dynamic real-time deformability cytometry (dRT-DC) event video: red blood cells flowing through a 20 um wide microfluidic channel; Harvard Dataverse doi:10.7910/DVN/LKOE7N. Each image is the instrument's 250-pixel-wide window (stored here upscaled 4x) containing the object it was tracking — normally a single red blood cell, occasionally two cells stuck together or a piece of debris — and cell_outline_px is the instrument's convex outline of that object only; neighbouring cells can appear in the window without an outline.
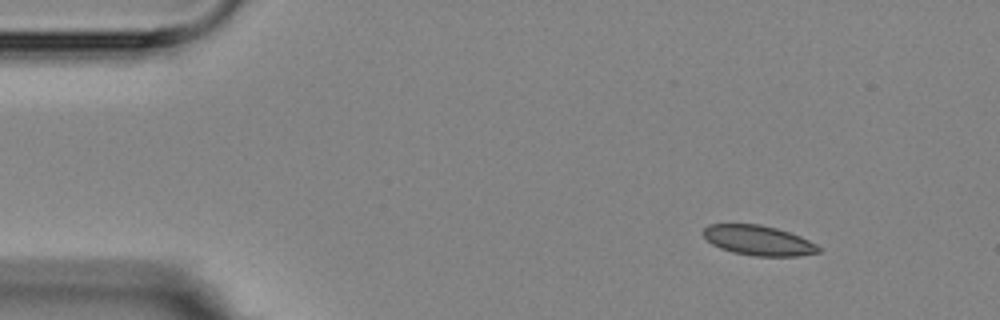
{"species": "Egyptian fruit bat (a non-hibernating species)", "species_latin": "Rousettus aegyptiacus", "temperature_condition": "room temperature", "stored_images_in_passage": 15, "camera_frame_rate_fps": 3000, "um_per_image_px": 0.085, "animal": {"sex": "female"}, "frame": {"image": 1, "passage_image": 2, "time_ms": 1.0, "image_size_px": [1000, 320], "cell_outline_px": [[820, 252], [800, 256], [756, 256], [732, 252], [720, 248], [712, 244], [704, 236], [704, 228], [708, 224], [760, 224], [776, 228], [800, 236], [816, 244], [820, 248]], "centroid_in_image_um": [64.47, 20.44], "position_along_channel_um": 20.5, "area_um2": 20.0}}
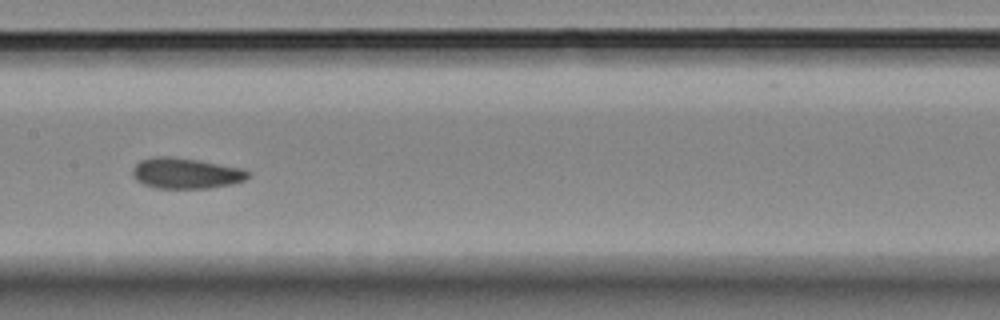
{"frame": {"image": 2, "passage_image": 8, "time_ms": 8.0, "image_size_px": [1000, 320], "cell_outline_px": [[248, 176], [244, 180], [232, 184], [208, 188], [156, 188], [144, 184], [136, 180], [132, 172], [132, 168], [140, 160], [152, 156], [168, 156], [196, 160], [244, 168], [248, 172]], "centroid_in_image_um": [15.77, 14.72], "position_along_channel_um": 191.6, "area_um2": 20.58}}
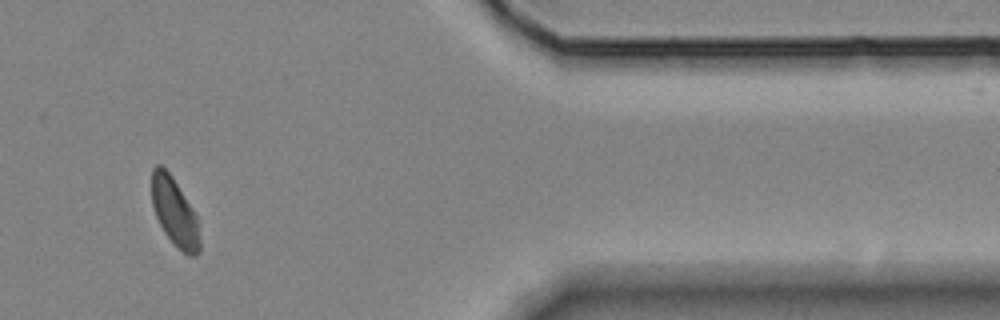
{"frame": {"image": 3, "passage_image": 13, "time_ms": 14.667, "image_size_px": [1000, 320], "cell_outline_px": [[200, 252], [196, 256], [188, 256], [176, 248], [164, 232], [156, 216], [152, 204], [152, 168], [156, 164], [160, 164], [172, 176], [192, 208], [196, 216], [200, 240]], "centroid_in_image_um": [14.84, 18.07], "position_along_channel_um": 396.6, "area_um2": 19.07}, "authors_computed_cell_mechanics": {"area_um2": 20.4034, "velocity_mm_per_s": 3.564, "shape_relaxation_time_tau1_ms": 3.4444, "shape_relaxation_time_tau2_ms": null, "deformation_change_tau1": 0.0685, "deformation_change_tau2": null}}